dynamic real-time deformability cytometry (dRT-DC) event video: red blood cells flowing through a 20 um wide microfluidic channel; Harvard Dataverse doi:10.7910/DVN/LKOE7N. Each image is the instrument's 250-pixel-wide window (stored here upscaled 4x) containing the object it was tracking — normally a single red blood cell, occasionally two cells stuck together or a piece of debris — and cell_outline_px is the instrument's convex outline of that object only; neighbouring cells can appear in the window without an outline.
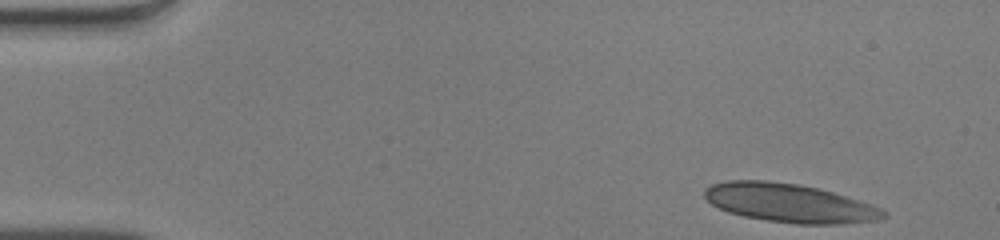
{"species": "human", "species_latin": "Homo sapiens", "temperature_condition": "warm", "stored_images_in_passage": 47, "camera_frame_rate_fps": 3000, "um_per_image_px": 0.085, "donor": {"sex": "male"}, "frame": {"image": 1, "passage_image": 1, "time_ms": 0.0, "image_size_px": [1000, 240], "cell_outline_px": [[888, 216], [880, 220], [844, 224], [796, 224], [768, 220], [744, 216], [728, 212], [712, 204], [704, 196], [704, 188], [712, 184], [728, 180], [768, 180], [796, 184], [816, 188], [832, 192], [872, 204], [888, 212]], "centroid_in_image_um": [67.13, 17.26], "position_along_channel_um": 17.9, "area_um2": 40.34}}
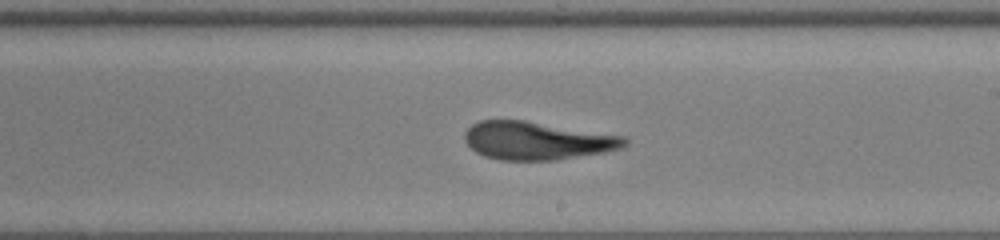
{"frame": {"image": 2, "passage_image": 26, "time_ms": 8.333, "image_size_px": [1000, 240], "cell_outline_px": [[628, 144], [620, 148], [604, 152], [556, 160], [500, 160], [484, 156], [476, 152], [464, 140], [464, 132], [472, 124], [480, 120], [524, 120], [624, 136], [628, 140]], "centroid_in_image_um": [45.63, 11.95], "position_along_channel_um": 243.4, "area_um2": 35.37}}
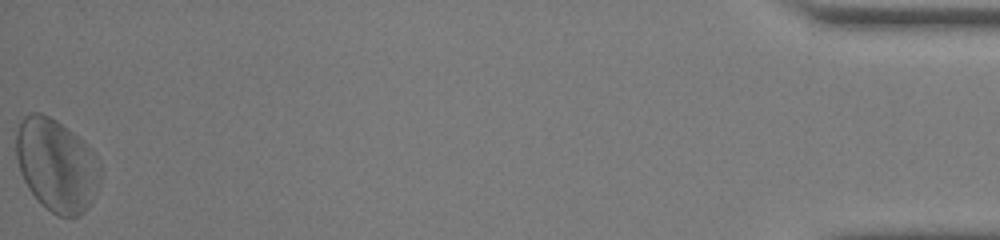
{"frame": {"image": 3, "passage_image": 47, "time_ms": 15.333, "image_size_px": [1000, 240], "cell_outline_px": [[100, 180], [96, 192], [88, 208], [80, 216], [60, 216], [52, 212], [28, 188], [20, 172], [16, 156], [12, 128], [24, 116], [32, 112], [40, 112], [56, 120], [84, 140], [100, 160]], "centroid_in_image_um": [4.78, 13.97], "position_along_channel_um": 430.4, "area_um2": 46.01}, "authors_computed_cell_mechanics": {"area_um2": 38.726, "velocity_mm_per_s": 4.0713, "shape_relaxation_time_tau1_ms": 6.3858, "shape_relaxation_time_tau2_ms": 2.1864, "deformation_change_tau1": 0.2396, "deformation_change_tau2": 0.114}}